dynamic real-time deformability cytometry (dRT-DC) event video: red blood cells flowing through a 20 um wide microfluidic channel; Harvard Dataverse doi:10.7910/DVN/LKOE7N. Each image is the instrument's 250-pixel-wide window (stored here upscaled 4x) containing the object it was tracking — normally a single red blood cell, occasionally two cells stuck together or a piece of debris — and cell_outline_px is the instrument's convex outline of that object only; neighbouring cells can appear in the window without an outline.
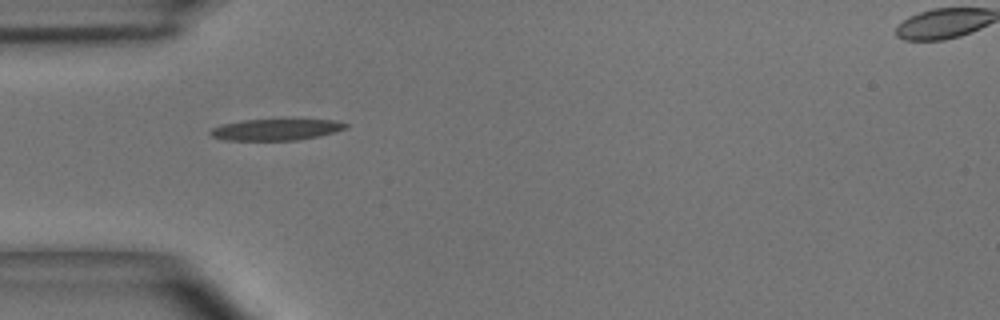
{"species": "common noctule bat (a hibernating species)", "species_latin": "Nyctalus noctula", "temperature_condition": "room temperature", "stored_images_in_passage": 4, "camera_frame_rate_fps": 3000, "um_per_image_px": 0.085, "animal": {"sex": "male", "body_mass_g": 15.6}, "frame": {"image": 1, "passage_image": 1, "time_ms": 0.0, "image_size_px": [1000, 320], "cell_outline_px": [[348, 128], [320, 136], [296, 140], [224, 140], [212, 136], [208, 132], [212, 128], [220, 124], [244, 120], [332, 120], [348, 124]], "centroid_in_image_um": [23.43, 11.02], "position_along_channel_um": 61.6, "area_um2": 16.7}}
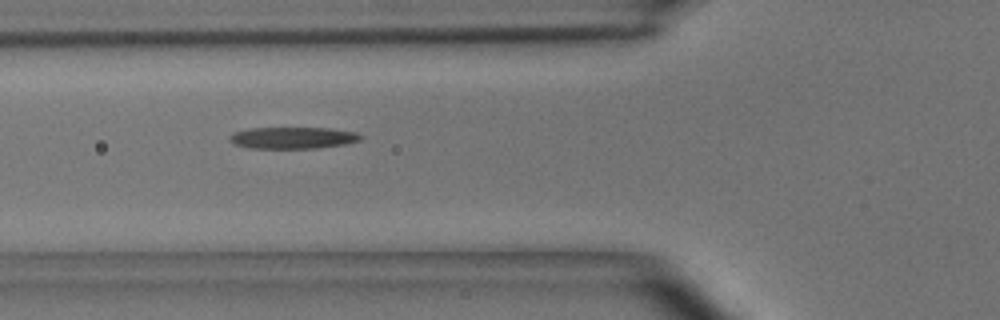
{"frame": {"image": 2, "passage_image": 2, "time_ms": 0.333, "image_size_px": [1000, 320], "cell_outline_px": [[364, 136], [360, 140], [348, 144], [316, 148], [248, 148], [236, 144], [228, 140], [228, 136], [232, 132], [248, 128], [332, 128], [356, 132]], "centroid_in_image_um": [24.9, 11.71], "position_along_channel_um": 100.9, "area_um2": 16.76}}